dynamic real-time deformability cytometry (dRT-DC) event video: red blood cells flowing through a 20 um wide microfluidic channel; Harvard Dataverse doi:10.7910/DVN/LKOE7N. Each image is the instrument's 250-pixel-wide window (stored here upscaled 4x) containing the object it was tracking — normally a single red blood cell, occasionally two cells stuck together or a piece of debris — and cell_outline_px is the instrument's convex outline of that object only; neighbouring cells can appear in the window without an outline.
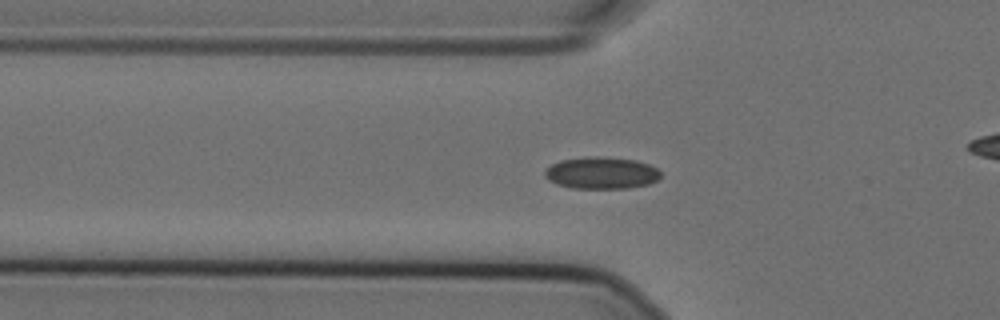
{"species": "Egyptian fruit bat (a non-hibernating species)", "species_latin": "Rousettus aegyptiacus", "temperature_condition": "cold", "stored_images_in_passage": 53, "camera_frame_rate_fps": 3000, "um_per_image_px": 0.085, "animal": {"sex": "female"}, "frame": {"image": 1, "passage_image": 15, "time_ms": 4.667, "image_size_px": [1000, 320], "cell_outline_px": [[660, 176], [656, 180], [648, 184], [628, 188], [572, 188], [556, 184], [548, 180], [544, 176], [544, 172], [552, 164], [560, 160], [592, 156], [596, 156], [636, 160], [648, 164], [656, 168], [660, 172]], "centroid_in_image_um": [51.1, 14.7], "position_along_channel_um": 74.7, "area_um2": 21.44}}
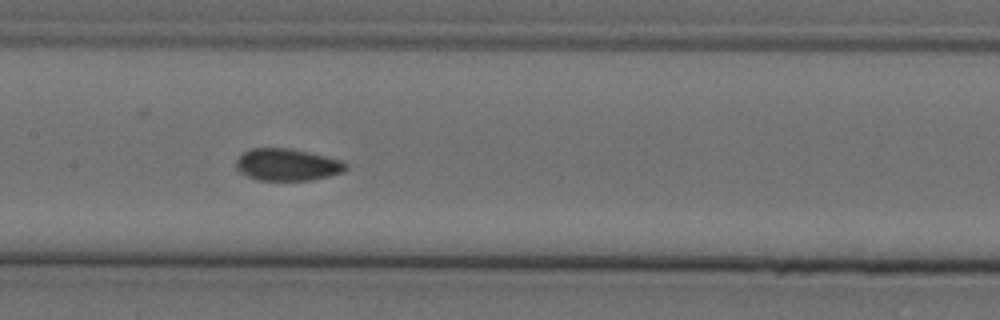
{"frame": {"image": 2, "passage_image": 24, "time_ms": 7.667, "image_size_px": [1000, 320], "cell_outline_px": [[348, 168], [344, 172], [312, 180], [256, 180], [240, 172], [236, 168], [236, 160], [244, 152], [252, 148], [288, 148], [308, 152], [344, 160], [348, 164]], "centroid_in_image_um": [24.45, 14.0], "position_along_channel_um": 182.9, "area_um2": 20.58}}
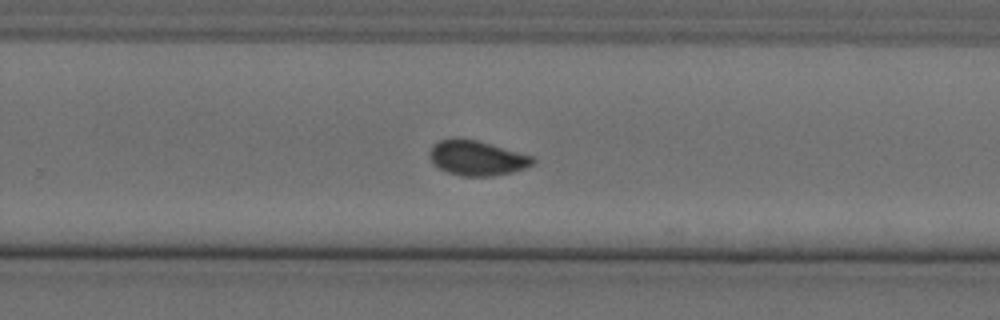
{"frame": {"image": 3, "passage_image": 33, "time_ms": 10.667, "image_size_px": [1000, 320], "cell_outline_px": [[536, 160], [532, 164], [524, 168], [512, 172], [492, 176], [460, 176], [448, 172], [440, 168], [428, 156], [428, 152], [432, 144], [440, 140], [452, 136], [460, 136], [476, 140], [532, 156]], "centroid_in_image_um": [40.48, 13.4], "position_along_channel_um": 289.3, "area_um2": 21.1}}